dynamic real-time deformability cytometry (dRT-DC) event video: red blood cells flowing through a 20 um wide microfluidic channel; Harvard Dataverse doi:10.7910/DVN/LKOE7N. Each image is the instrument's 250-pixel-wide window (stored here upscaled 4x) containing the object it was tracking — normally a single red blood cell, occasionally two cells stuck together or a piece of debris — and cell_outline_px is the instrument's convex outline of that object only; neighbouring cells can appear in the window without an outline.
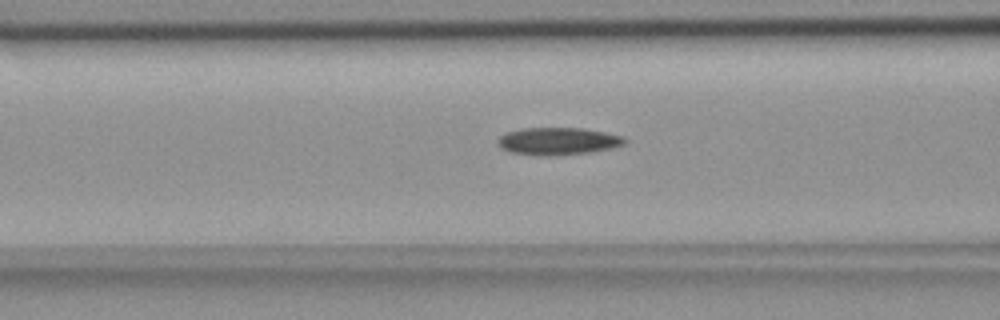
{"species": "common noctule bat (a hibernating species)", "species_latin": "Nyctalus noctula", "temperature_condition": "room temperature", "stored_images_in_passage": 53, "camera_frame_rate_fps": 3000, "um_per_image_px": 0.085, "animal": {"sex": "female", "body_mass_g": 18.4}, "frame": {"image": 1, "passage_image": 20, "time_ms": 6.333, "image_size_px": [1000, 320], "cell_outline_px": [[628, 140], [624, 144], [612, 148], [588, 152], [512, 152], [500, 148], [496, 144], [496, 140], [504, 132], [520, 128], [584, 128], [624, 136]], "centroid_in_image_um": [47.44, 11.92], "position_along_channel_um": 119.2, "area_um2": 19.25}}
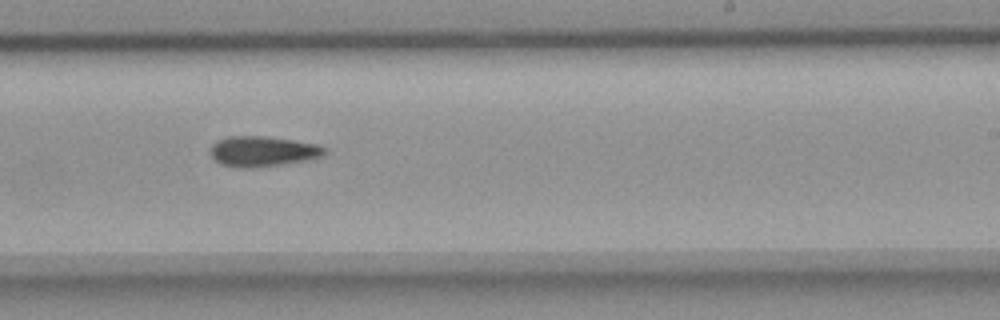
{"frame": {"image": 2, "passage_image": 32, "time_ms": 10.333, "image_size_px": [1000, 320], "cell_outline_px": [[328, 152], [324, 156], [312, 160], [252, 168], [236, 168], [220, 164], [212, 156], [212, 144], [216, 140], [228, 136], [264, 136], [320, 144], [328, 148]], "centroid_in_image_um": [22.41, 12.87], "position_along_channel_um": 266.6, "area_um2": 20.58}}
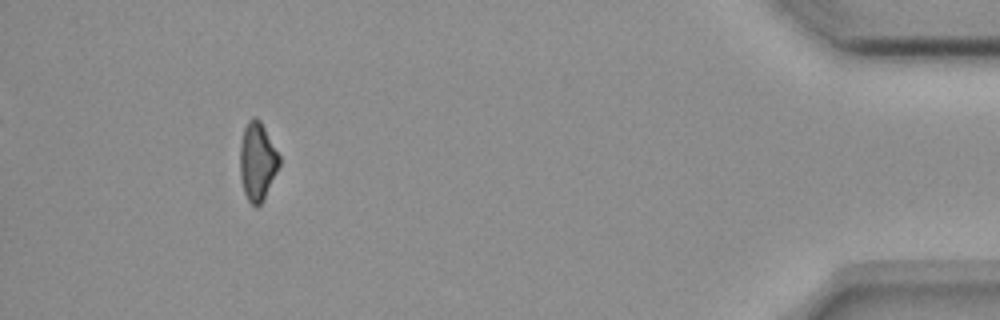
{"frame": {"image": 3, "passage_image": 49, "time_ms": 16.0, "image_size_px": [1000, 320], "cell_outline_px": [[280, 164], [264, 200], [256, 208], [248, 200], [244, 192], [240, 176], [240, 144], [244, 128], [248, 120], [252, 116], [256, 116], [260, 120], [280, 156]], "centroid_in_image_um": [21.87, 13.72], "position_along_channel_um": 413.3, "area_um2": 17.98}}